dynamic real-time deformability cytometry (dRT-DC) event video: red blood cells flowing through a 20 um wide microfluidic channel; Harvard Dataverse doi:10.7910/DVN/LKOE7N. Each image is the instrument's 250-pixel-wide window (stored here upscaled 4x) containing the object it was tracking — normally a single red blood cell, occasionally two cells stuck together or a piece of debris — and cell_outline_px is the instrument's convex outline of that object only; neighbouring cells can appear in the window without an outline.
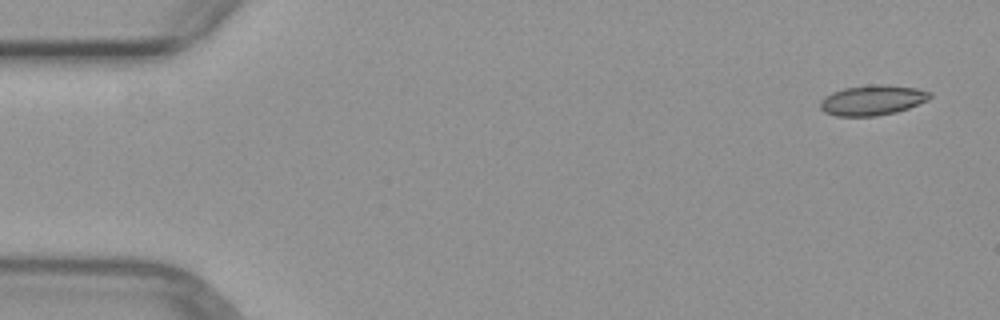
{"species": "common noctule bat (a hibernating species)", "species_latin": "Nyctalus noctula", "temperature_condition": "warm", "stored_images_in_passage": 4, "camera_frame_rate_fps": 3000, "um_per_image_px": 0.085, "animal": {"sex": "female", "body_mass_g": 29.2, "forearm_length_mm": 56.3}, "frame": {"image": 1, "passage_image": 1, "time_ms": 0.0, "image_size_px": [1000, 320], "cell_outline_px": [[932, 96], [928, 100], [908, 108], [896, 112], [876, 116], [836, 116], [824, 112], [820, 108], [820, 100], [824, 96], [832, 92], [844, 88], [880, 84], [916, 88], [932, 92]], "centroid_in_image_um": [74.15, 8.52], "position_along_channel_um": 10.9, "area_um2": 19.25}}